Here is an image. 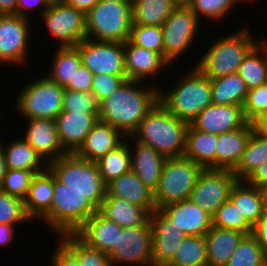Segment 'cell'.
<instances>
[{
	"instance_id": "6da1fadb",
	"label": "cell",
	"mask_w": 267,
	"mask_h": 266,
	"mask_svg": "<svg viewBox=\"0 0 267 266\" xmlns=\"http://www.w3.org/2000/svg\"><path fill=\"white\" fill-rule=\"evenodd\" d=\"M141 83V84H140ZM144 82L126 80L110 97L99 103V120L109 123L125 136L131 135L144 116L159 101V89Z\"/></svg>"
},
{
	"instance_id": "7a4b0ae2",
	"label": "cell",
	"mask_w": 267,
	"mask_h": 266,
	"mask_svg": "<svg viewBox=\"0 0 267 266\" xmlns=\"http://www.w3.org/2000/svg\"><path fill=\"white\" fill-rule=\"evenodd\" d=\"M189 124L171 114L159 101L131 136L165 157L184 156Z\"/></svg>"
},
{
	"instance_id": "3957f363",
	"label": "cell",
	"mask_w": 267,
	"mask_h": 266,
	"mask_svg": "<svg viewBox=\"0 0 267 266\" xmlns=\"http://www.w3.org/2000/svg\"><path fill=\"white\" fill-rule=\"evenodd\" d=\"M242 27L215 39L198 64H195L206 77L214 79L238 73L246 55L259 43L251 36V29Z\"/></svg>"
},
{
	"instance_id": "277c9868",
	"label": "cell",
	"mask_w": 267,
	"mask_h": 266,
	"mask_svg": "<svg viewBox=\"0 0 267 266\" xmlns=\"http://www.w3.org/2000/svg\"><path fill=\"white\" fill-rule=\"evenodd\" d=\"M190 71L176 81L167 93L159 89V102L171 114L188 124L212 104L210 79L196 66Z\"/></svg>"
},
{
	"instance_id": "5b68a950",
	"label": "cell",
	"mask_w": 267,
	"mask_h": 266,
	"mask_svg": "<svg viewBox=\"0 0 267 266\" xmlns=\"http://www.w3.org/2000/svg\"><path fill=\"white\" fill-rule=\"evenodd\" d=\"M47 168L58 181L83 194L100 209L107 195V183L103 180L96 162L70 153L49 162Z\"/></svg>"
},
{
	"instance_id": "8992f818",
	"label": "cell",
	"mask_w": 267,
	"mask_h": 266,
	"mask_svg": "<svg viewBox=\"0 0 267 266\" xmlns=\"http://www.w3.org/2000/svg\"><path fill=\"white\" fill-rule=\"evenodd\" d=\"M50 211L41 221L55 234L75 233L98 209L81 193L58 181L53 175ZM46 222V223H45Z\"/></svg>"
},
{
	"instance_id": "52a82bcc",
	"label": "cell",
	"mask_w": 267,
	"mask_h": 266,
	"mask_svg": "<svg viewBox=\"0 0 267 266\" xmlns=\"http://www.w3.org/2000/svg\"><path fill=\"white\" fill-rule=\"evenodd\" d=\"M86 39L105 42L129 40L131 0H101L86 15Z\"/></svg>"
},
{
	"instance_id": "ba28073f",
	"label": "cell",
	"mask_w": 267,
	"mask_h": 266,
	"mask_svg": "<svg viewBox=\"0 0 267 266\" xmlns=\"http://www.w3.org/2000/svg\"><path fill=\"white\" fill-rule=\"evenodd\" d=\"M203 168L185 156L166 157L157 189L156 209L187 200Z\"/></svg>"
},
{
	"instance_id": "9c48e42d",
	"label": "cell",
	"mask_w": 267,
	"mask_h": 266,
	"mask_svg": "<svg viewBox=\"0 0 267 266\" xmlns=\"http://www.w3.org/2000/svg\"><path fill=\"white\" fill-rule=\"evenodd\" d=\"M25 85L16 97V112L24 119L55 120L63 109L65 88L46 76Z\"/></svg>"
},
{
	"instance_id": "30bf717a",
	"label": "cell",
	"mask_w": 267,
	"mask_h": 266,
	"mask_svg": "<svg viewBox=\"0 0 267 266\" xmlns=\"http://www.w3.org/2000/svg\"><path fill=\"white\" fill-rule=\"evenodd\" d=\"M199 19L190 7H176L162 25L163 57L172 65L191 48L199 29ZM183 54V55H182Z\"/></svg>"
},
{
	"instance_id": "8fae6325",
	"label": "cell",
	"mask_w": 267,
	"mask_h": 266,
	"mask_svg": "<svg viewBox=\"0 0 267 266\" xmlns=\"http://www.w3.org/2000/svg\"><path fill=\"white\" fill-rule=\"evenodd\" d=\"M40 16L46 31L59 41L58 47L77 46L86 38L85 15L63 0L51 2Z\"/></svg>"
},
{
	"instance_id": "7c38bea8",
	"label": "cell",
	"mask_w": 267,
	"mask_h": 266,
	"mask_svg": "<svg viewBox=\"0 0 267 266\" xmlns=\"http://www.w3.org/2000/svg\"><path fill=\"white\" fill-rule=\"evenodd\" d=\"M237 181L233 170L203 169L188 199L213 216L229 199L230 191Z\"/></svg>"
},
{
	"instance_id": "4fadbf2b",
	"label": "cell",
	"mask_w": 267,
	"mask_h": 266,
	"mask_svg": "<svg viewBox=\"0 0 267 266\" xmlns=\"http://www.w3.org/2000/svg\"><path fill=\"white\" fill-rule=\"evenodd\" d=\"M80 53L82 65L93 75H126L124 43L84 39L75 46Z\"/></svg>"
},
{
	"instance_id": "5bb4252c",
	"label": "cell",
	"mask_w": 267,
	"mask_h": 266,
	"mask_svg": "<svg viewBox=\"0 0 267 266\" xmlns=\"http://www.w3.org/2000/svg\"><path fill=\"white\" fill-rule=\"evenodd\" d=\"M30 24V19L16 14L0 15V65L27 62Z\"/></svg>"
},
{
	"instance_id": "9a60e30c",
	"label": "cell",
	"mask_w": 267,
	"mask_h": 266,
	"mask_svg": "<svg viewBox=\"0 0 267 266\" xmlns=\"http://www.w3.org/2000/svg\"><path fill=\"white\" fill-rule=\"evenodd\" d=\"M112 266L117 264H135L151 266L152 227H124L119 231L117 247L109 255Z\"/></svg>"
},
{
	"instance_id": "2e32d148",
	"label": "cell",
	"mask_w": 267,
	"mask_h": 266,
	"mask_svg": "<svg viewBox=\"0 0 267 266\" xmlns=\"http://www.w3.org/2000/svg\"><path fill=\"white\" fill-rule=\"evenodd\" d=\"M150 224L152 227V262L153 264H168L187 234L160 209H155L151 213Z\"/></svg>"
},
{
	"instance_id": "e0dca14e",
	"label": "cell",
	"mask_w": 267,
	"mask_h": 266,
	"mask_svg": "<svg viewBox=\"0 0 267 266\" xmlns=\"http://www.w3.org/2000/svg\"><path fill=\"white\" fill-rule=\"evenodd\" d=\"M248 121L240 105L210 104L190 123L195 129L222 134L244 127Z\"/></svg>"
},
{
	"instance_id": "ac0fdd59",
	"label": "cell",
	"mask_w": 267,
	"mask_h": 266,
	"mask_svg": "<svg viewBox=\"0 0 267 266\" xmlns=\"http://www.w3.org/2000/svg\"><path fill=\"white\" fill-rule=\"evenodd\" d=\"M98 120V113L62 111L55 123L63 150L67 154L76 153Z\"/></svg>"
},
{
	"instance_id": "d6986e66",
	"label": "cell",
	"mask_w": 267,
	"mask_h": 266,
	"mask_svg": "<svg viewBox=\"0 0 267 266\" xmlns=\"http://www.w3.org/2000/svg\"><path fill=\"white\" fill-rule=\"evenodd\" d=\"M124 60L127 80L144 84L149 77H156L170 63L159 53L134 45L130 40L124 42Z\"/></svg>"
},
{
	"instance_id": "ffe728a7",
	"label": "cell",
	"mask_w": 267,
	"mask_h": 266,
	"mask_svg": "<svg viewBox=\"0 0 267 266\" xmlns=\"http://www.w3.org/2000/svg\"><path fill=\"white\" fill-rule=\"evenodd\" d=\"M26 140L48 164L67 154L59 141L56 123L53 119H26Z\"/></svg>"
},
{
	"instance_id": "44dd1931",
	"label": "cell",
	"mask_w": 267,
	"mask_h": 266,
	"mask_svg": "<svg viewBox=\"0 0 267 266\" xmlns=\"http://www.w3.org/2000/svg\"><path fill=\"white\" fill-rule=\"evenodd\" d=\"M128 139L131 155V170L146 187L154 192L158 187L166 157L155 151L149 145L135 140L131 135H128ZM131 142L133 144L135 143L133 147L135 150L130 148L132 146Z\"/></svg>"
},
{
	"instance_id": "7402d4cb",
	"label": "cell",
	"mask_w": 267,
	"mask_h": 266,
	"mask_svg": "<svg viewBox=\"0 0 267 266\" xmlns=\"http://www.w3.org/2000/svg\"><path fill=\"white\" fill-rule=\"evenodd\" d=\"M120 230L122 228L114 221L107 219L97 211L75 234L89 247L110 255L118 245Z\"/></svg>"
},
{
	"instance_id": "603a6c76",
	"label": "cell",
	"mask_w": 267,
	"mask_h": 266,
	"mask_svg": "<svg viewBox=\"0 0 267 266\" xmlns=\"http://www.w3.org/2000/svg\"><path fill=\"white\" fill-rule=\"evenodd\" d=\"M187 235L205 236L212 227V216L189 199L160 208Z\"/></svg>"
},
{
	"instance_id": "cb8c5ba5",
	"label": "cell",
	"mask_w": 267,
	"mask_h": 266,
	"mask_svg": "<svg viewBox=\"0 0 267 266\" xmlns=\"http://www.w3.org/2000/svg\"><path fill=\"white\" fill-rule=\"evenodd\" d=\"M125 138L126 136L120 130L109 123L98 120L75 154L82 159L96 162L107 152L121 145Z\"/></svg>"
},
{
	"instance_id": "d4e9b609",
	"label": "cell",
	"mask_w": 267,
	"mask_h": 266,
	"mask_svg": "<svg viewBox=\"0 0 267 266\" xmlns=\"http://www.w3.org/2000/svg\"><path fill=\"white\" fill-rule=\"evenodd\" d=\"M253 131V124L248 122L238 130L217 135L215 169L234 170L241 160Z\"/></svg>"
},
{
	"instance_id": "484cf974",
	"label": "cell",
	"mask_w": 267,
	"mask_h": 266,
	"mask_svg": "<svg viewBox=\"0 0 267 266\" xmlns=\"http://www.w3.org/2000/svg\"><path fill=\"white\" fill-rule=\"evenodd\" d=\"M106 196L125 199L130 204L146 208L150 213L156 209L154 192L132 170L107 183Z\"/></svg>"
},
{
	"instance_id": "4316f807",
	"label": "cell",
	"mask_w": 267,
	"mask_h": 266,
	"mask_svg": "<svg viewBox=\"0 0 267 266\" xmlns=\"http://www.w3.org/2000/svg\"><path fill=\"white\" fill-rule=\"evenodd\" d=\"M53 174L47 168L35 174L32 178L28 193L23 200L28 218L39 221L50 211L53 198Z\"/></svg>"
},
{
	"instance_id": "83f0119b",
	"label": "cell",
	"mask_w": 267,
	"mask_h": 266,
	"mask_svg": "<svg viewBox=\"0 0 267 266\" xmlns=\"http://www.w3.org/2000/svg\"><path fill=\"white\" fill-rule=\"evenodd\" d=\"M98 211L121 228L151 226V213L146 208L115 196H106Z\"/></svg>"
},
{
	"instance_id": "f1b7e54d",
	"label": "cell",
	"mask_w": 267,
	"mask_h": 266,
	"mask_svg": "<svg viewBox=\"0 0 267 266\" xmlns=\"http://www.w3.org/2000/svg\"><path fill=\"white\" fill-rule=\"evenodd\" d=\"M245 234L212 226L206 233L208 266H225Z\"/></svg>"
},
{
	"instance_id": "f546056e",
	"label": "cell",
	"mask_w": 267,
	"mask_h": 266,
	"mask_svg": "<svg viewBox=\"0 0 267 266\" xmlns=\"http://www.w3.org/2000/svg\"><path fill=\"white\" fill-rule=\"evenodd\" d=\"M7 169L32 171L35 174L45 171L48 164L36 150L23 138L11 140L6 144L0 140Z\"/></svg>"
},
{
	"instance_id": "4dcf8cb0",
	"label": "cell",
	"mask_w": 267,
	"mask_h": 266,
	"mask_svg": "<svg viewBox=\"0 0 267 266\" xmlns=\"http://www.w3.org/2000/svg\"><path fill=\"white\" fill-rule=\"evenodd\" d=\"M229 199L236 205L245 220L253 227L265 211L261 188L237 181L232 187Z\"/></svg>"
},
{
	"instance_id": "1f68e13d",
	"label": "cell",
	"mask_w": 267,
	"mask_h": 266,
	"mask_svg": "<svg viewBox=\"0 0 267 266\" xmlns=\"http://www.w3.org/2000/svg\"><path fill=\"white\" fill-rule=\"evenodd\" d=\"M216 142V134L199 131L189 124L184 156L193 160L203 169H215Z\"/></svg>"
},
{
	"instance_id": "d6a6232c",
	"label": "cell",
	"mask_w": 267,
	"mask_h": 266,
	"mask_svg": "<svg viewBox=\"0 0 267 266\" xmlns=\"http://www.w3.org/2000/svg\"><path fill=\"white\" fill-rule=\"evenodd\" d=\"M212 103L243 107L248 88L238 73L210 79Z\"/></svg>"
},
{
	"instance_id": "836d02e7",
	"label": "cell",
	"mask_w": 267,
	"mask_h": 266,
	"mask_svg": "<svg viewBox=\"0 0 267 266\" xmlns=\"http://www.w3.org/2000/svg\"><path fill=\"white\" fill-rule=\"evenodd\" d=\"M262 39L246 55L239 66L238 74L244 80L248 89L267 83V41Z\"/></svg>"
},
{
	"instance_id": "e575fe53",
	"label": "cell",
	"mask_w": 267,
	"mask_h": 266,
	"mask_svg": "<svg viewBox=\"0 0 267 266\" xmlns=\"http://www.w3.org/2000/svg\"><path fill=\"white\" fill-rule=\"evenodd\" d=\"M132 24L162 26L177 7L172 0H131Z\"/></svg>"
},
{
	"instance_id": "d590c367",
	"label": "cell",
	"mask_w": 267,
	"mask_h": 266,
	"mask_svg": "<svg viewBox=\"0 0 267 266\" xmlns=\"http://www.w3.org/2000/svg\"><path fill=\"white\" fill-rule=\"evenodd\" d=\"M52 57V67L46 75L60 87L66 88L73 81L75 70L82 65L79 50L73 47H58Z\"/></svg>"
},
{
	"instance_id": "8d00e7d4",
	"label": "cell",
	"mask_w": 267,
	"mask_h": 266,
	"mask_svg": "<svg viewBox=\"0 0 267 266\" xmlns=\"http://www.w3.org/2000/svg\"><path fill=\"white\" fill-rule=\"evenodd\" d=\"M267 161V139L252 132L241 160L233 170L238 181H246L252 173Z\"/></svg>"
},
{
	"instance_id": "74e56055",
	"label": "cell",
	"mask_w": 267,
	"mask_h": 266,
	"mask_svg": "<svg viewBox=\"0 0 267 266\" xmlns=\"http://www.w3.org/2000/svg\"><path fill=\"white\" fill-rule=\"evenodd\" d=\"M100 174L106 183L120 177L131 170V155L128 146V136L116 149L107 152L96 161Z\"/></svg>"
},
{
	"instance_id": "f35d334b",
	"label": "cell",
	"mask_w": 267,
	"mask_h": 266,
	"mask_svg": "<svg viewBox=\"0 0 267 266\" xmlns=\"http://www.w3.org/2000/svg\"><path fill=\"white\" fill-rule=\"evenodd\" d=\"M170 266H208L204 236L187 235L179 244Z\"/></svg>"
},
{
	"instance_id": "ab89813d",
	"label": "cell",
	"mask_w": 267,
	"mask_h": 266,
	"mask_svg": "<svg viewBox=\"0 0 267 266\" xmlns=\"http://www.w3.org/2000/svg\"><path fill=\"white\" fill-rule=\"evenodd\" d=\"M57 237L77 257L80 266H112L109 255L89 247L75 233Z\"/></svg>"
},
{
	"instance_id": "60d3db41",
	"label": "cell",
	"mask_w": 267,
	"mask_h": 266,
	"mask_svg": "<svg viewBox=\"0 0 267 266\" xmlns=\"http://www.w3.org/2000/svg\"><path fill=\"white\" fill-rule=\"evenodd\" d=\"M225 266H267V254L252 235H245Z\"/></svg>"
},
{
	"instance_id": "b9f144b4",
	"label": "cell",
	"mask_w": 267,
	"mask_h": 266,
	"mask_svg": "<svg viewBox=\"0 0 267 266\" xmlns=\"http://www.w3.org/2000/svg\"><path fill=\"white\" fill-rule=\"evenodd\" d=\"M212 226L252 234L253 227L245 220L236 205L228 199L212 216Z\"/></svg>"
},
{
	"instance_id": "7bdbcfd3",
	"label": "cell",
	"mask_w": 267,
	"mask_h": 266,
	"mask_svg": "<svg viewBox=\"0 0 267 266\" xmlns=\"http://www.w3.org/2000/svg\"><path fill=\"white\" fill-rule=\"evenodd\" d=\"M129 40L134 45L163 56L162 26L132 24Z\"/></svg>"
},
{
	"instance_id": "ee69618b",
	"label": "cell",
	"mask_w": 267,
	"mask_h": 266,
	"mask_svg": "<svg viewBox=\"0 0 267 266\" xmlns=\"http://www.w3.org/2000/svg\"><path fill=\"white\" fill-rule=\"evenodd\" d=\"M244 0H193L189 6L196 14L197 18H207L214 22L226 18L228 12L234 8V4L243 2ZM233 7V8H232ZM201 15V16H200Z\"/></svg>"
},
{
	"instance_id": "f6af8a7d",
	"label": "cell",
	"mask_w": 267,
	"mask_h": 266,
	"mask_svg": "<svg viewBox=\"0 0 267 266\" xmlns=\"http://www.w3.org/2000/svg\"><path fill=\"white\" fill-rule=\"evenodd\" d=\"M34 176L35 173L32 171L7 169L0 190L24 200Z\"/></svg>"
},
{
	"instance_id": "bcb514c9",
	"label": "cell",
	"mask_w": 267,
	"mask_h": 266,
	"mask_svg": "<svg viewBox=\"0 0 267 266\" xmlns=\"http://www.w3.org/2000/svg\"><path fill=\"white\" fill-rule=\"evenodd\" d=\"M28 221L23 200L0 190V224L17 226Z\"/></svg>"
},
{
	"instance_id": "7dc6e473",
	"label": "cell",
	"mask_w": 267,
	"mask_h": 266,
	"mask_svg": "<svg viewBox=\"0 0 267 266\" xmlns=\"http://www.w3.org/2000/svg\"><path fill=\"white\" fill-rule=\"evenodd\" d=\"M62 111L99 113V103L95 95L91 92H78L65 89Z\"/></svg>"
},
{
	"instance_id": "c3c4849f",
	"label": "cell",
	"mask_w": 267,
	"mask_h": 266,
	"mask_svg": "<svg viewBox=\"0 0 267 266\" xmlns=\"http://www.w3.org/2000/svg\"><path fill=\"white\" fill-rule=\"evenodd\" d=\"M243 112L250 123L259 116L267 114V83L248 90Z\"/></svg>"
},
{
	"instance_id": "681fc988",
	"label": "cell",
	"mask_w": 267,
	"mask_h": 266,
	"mask_svg": "<svg viewBox=\"0 0 267 266\" xmlns=\"http://www.w3.org/2000/svg\"><path fill=\"white\" fill-rule=\"evenodd\" d=\"M127 75L97 74L93 75L91 93L98 103L111 96L125 81Z\"/></svg>"
},
{
	"instance_id": "f907efd6",
	"label": "cell",
	"mask_w": 267,
	"mask_h": 266,
	"mask_svg": "<svg viewBox=\"0 0 267 266\" xmlns=\"http://www.w3.org/2000/svg\"><path fill=\"white\" fill-rule=\"evenodd\" d=\"M93 73L85 66L81 65L75 70L73 81H70L65 89L78 92H91Z\"/></svg>"
},
{
	"instance_id": "816d5d0a",
	"label": "cell",
	"mask_w": 267,
	"mask_h": 266,
	"mask_svg": "<svg viewBox=\"0 0 267 266\" xmlns=\"http://www.w3.org/2000/svg\"><path fill=\"white\" fill-rule=\"evenodd\" d=\"M58 243L51 257V266H80L77 257L61 241Z\"/></svg>"
},
{
	"instance_id": "f5cc1de1",
	"label": "cell",
	"mask_w": 267,
	"mask_h": 266,
	"mask_svg": "<svg viewBox=\"0 0 267 266\" xmlns=\"http://www.w3.org/2000/svg\"><path fill=\"white\" fill-rule=\"evenodd\" d=\"M50 3L51 2L49 0H17L16 15L30 19V16H28L27 11H31L36 7L38 9L40 7L41 11L39 12L42 15L49 7Z\"/></svg>"
},
{
	"instance_id": "db71d44e",
	"label": "cell",
	"mask_w": 267,
	"mask_h": 266,
	"mask_svg": "<svg viewBox=\"0 0 267 266\" xmlns=\"http://www.w3.org/2000/svg\"><path fill=\"white\" fill-rule=\"evenodd\" d=\"M252 235L256 238L258 244L267 254V210L265 209L261 218L253 226Z\"/></svg>"
},
{
	"instance_id": "11a10c76",
	"label": "cell",
	"mask_w": 267,
	"mask_h": 266,
	"mask_svg": "<svg viewBox=\"0 0 267 266\" xmlns=\"http://www.w3.org/2000/svg\"><path fill=\"white\" fill-rule=\"evenodd\" d=\"M246 182L254 187L262 188L267 184V161L262 163L246 180Z\"/></svg>"
},
{
	"instance_id": "9f6ffc18",
	"label": "cell",
	"mask_w": 267,
	"mask_h": 266,
	"mask_svg": "<svg viewBox=\"0 0 267 266\" xmlns=\"http://www.w3.org/2000/svg\"><path fill=\"white\" fill-rule=\"evenodd\" d=\"M69 6L79 10L86 15L101 0H63Z\"/></svg>"
},
{
	"instance_id": "6f0895ef",
	"label": "cell",
	"mask_w": 267,
	"mask_h": 266,
	"mask_svg": "<svg viewBox=\"0 0 267 266\" xmlns=\"http://www.w3.org/2000/svg\"><path fill=\"white\" fill-rule=\"evenodd\" d=\"M15 225L0 224V246H6L13 242Z\"/></svg>"
},
{
	"instance_id": "680465c9",
	"label": "cell",
	"mask_w": 267,
	"mask_h": 266,
	"mask_svg": "<svg viewBox=\"0 0 267 266\" xmlns=\"http://www.w3.org/2000/svg\"><path fill=\"white\" fill-rule=\"evenodd\" d=\"M252 124L254 131L267 139V114L259 116Z\"/></svg>"
},
{
	"instance_id": "91938a15",
	"label": "cell",
	"mask_w": 267,
	"mask_h": 266,
	"mask_svg": "<svg viewBox=\"0 0 267 266\" xmlns=\"http://www.w3.org/2000/svg\"><path fill=\"white\" fill-rule=\"evenodd\" d=\"M17 0H0V15L16 14Z\"/></svg>"
},
{
	"instance_id": "94428289",
	"label": "cell",
	"mask_w": 267,
	"mask_h": 266,
	"mask_svg": "<svg viewBox=\"0 0 267 266\" xmlns=\"http://www.w3.org/2000/svg\"><path fill=\"white\" fill-rule=\"evenodd\" d=\"M6 163H5V157H4V153L3 150L1 148V144H0V185L2 183L3 180V176L6 173Z\"/></svg>"
},
{
	"instance_id": "6125c7cd",
	"label": "cell",
	"mask_w": 267,
	"mask_h": 266,
	"mask_svg": "<svg viewBox=\"0 0 267 266\" xmlns=\"http://www.w3.org/2000/svg\"><path fill=\"white\" fill-rule=\"evenodd\" d=\"M172 1L177 7L179 6L189 7L193 2V0H172Z\"/></svg>"
},
{
	"instance_id": "be15d7a7",
	"label": "cell",
	"mask_w": 267,
	"mask_h": 266,
	"mask_svg": "<svg viewBox=\"0 0 267 266\" xmlns=\"http://www.w3.org/2000/svg\"><path fill=\"white\" fill-rule=\"evenodd\" d=\"M264 198V207L267 210V184L261 188Z\"/></svg>"
},
{
	"instance_id": "e7e4bbea",
	"label": "cell",
	"mask_w": 267,
	"mask_h": 266,
	"mask_svg": "<svg viewBox=\"0 0 267 266\" xmlns=\"http://www.w3.org/2000/svg\"><path fill=\"white\" fill-rule=\"evenodd\" d=\"M151 266H170L168 264H152Z\"/></svg>"
},
{
	"instance_id": "03108f58",
	"label": "cell",
	"mask_w": 267,
	"mask_h": 266,
	"mask_svg": "<svg viewBox=\"0 0 267 266\" xmlns=\"http://www.w3.org/2000/svg\"><path fill=\"white\" fill-rule=\"evenodd\" d=\"M245 2H247V1H249V2H252V1H254V0H244ZM255 1H258V0H255Z\"/></svg>"
}]
</instances>
